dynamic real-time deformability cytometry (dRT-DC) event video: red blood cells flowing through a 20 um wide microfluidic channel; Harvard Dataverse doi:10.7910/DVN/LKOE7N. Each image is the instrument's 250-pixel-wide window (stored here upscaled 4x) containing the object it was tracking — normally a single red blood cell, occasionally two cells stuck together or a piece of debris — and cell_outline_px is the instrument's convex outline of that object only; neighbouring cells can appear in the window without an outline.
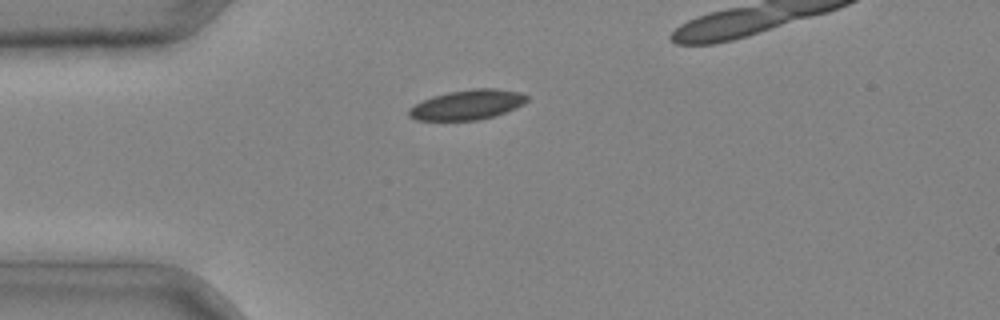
{"species": "common noctule bat (a hibernating species)", "species_latin": "Nyctalus noctula", "temperature_condition": "cold", "stored_images_in_passage": 4, "camera_frame_rate_fps": 3000, "um_per_image_px": 0.085, "animal": {"sex": "male", "body_mass_g": 20.4}, "frame": {"image": 1, "passage_image": 4, "time_ms": 1.0, "image_size_px": [1000, 320], "cell_outline_px": [[528, 100], [524, 104], [516, 108], [496, 116], [476, 120], [416, 120], [408, 116], [408, 108], [432, 96], [448, 92], [472, 88], [496, 88], [520, 92], [528, 96]], "centroid_in_image_um": [39.75, 8.9], "position_along_channel_um": 45.3, "area_um2": 20.69}}